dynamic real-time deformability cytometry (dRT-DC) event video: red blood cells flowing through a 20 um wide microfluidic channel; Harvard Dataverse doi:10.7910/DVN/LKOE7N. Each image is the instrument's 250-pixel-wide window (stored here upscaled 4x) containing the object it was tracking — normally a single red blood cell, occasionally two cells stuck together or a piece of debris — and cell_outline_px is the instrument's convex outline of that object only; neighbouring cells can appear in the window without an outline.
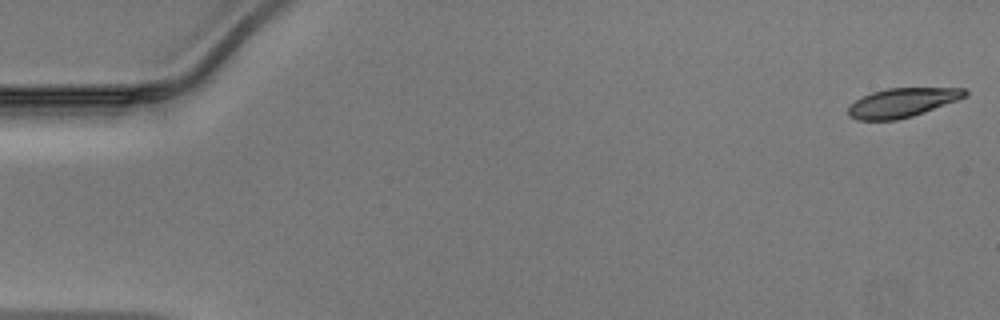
{"species": "Egyptian fruit bat (a non-hibernating species)", "species_latin": "Rousettus aegyptiacus", "temperature_condition": "warm", "stored_images_in_passage": 48, "camera_frame_rate_fps": 3000, "um_per_image_px": 0.085, "animal": {"sex": "male"}, "frame": {"image": 1, "passage_image": 1, "time_ms": 0.0, "image_size_px": [1000, 320], "cell_outline_px": [[968, 96], [924, 112], [912, 116], [896, 120], [856, 120], [848, 116], [848, 104], [872, 92], [888, 88], [964, 88], [968, 92]], "centroid_in_image_um": [76.67, 8.72], "position_along_channel_um": 8.3, "area_um2": 19.77}}
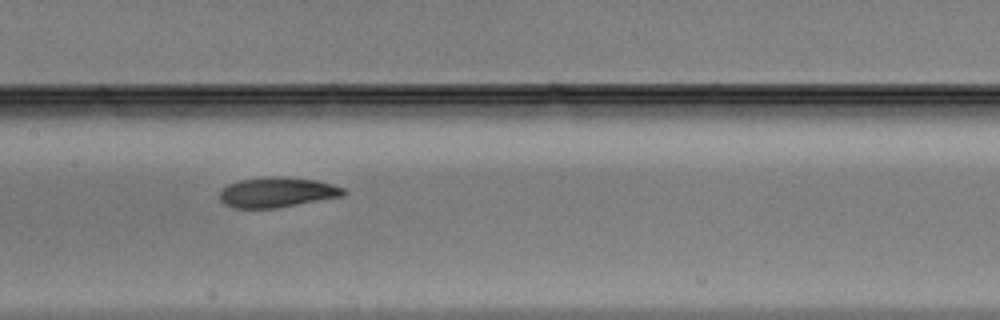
{"frame": {"image": 2, "passage_image": 24, "time_ms": 7.667, "image_size_px": [1000, 320], "cell_outline_px": [[348, 192], [344, 196], [276, 208], [232, 208], [224, 204], [220, 200], [220, 192], [228, 184], [240, 180], [272, 176], [284, 176], [316, 180], [332, 184], [344, 188]], "centroid_in_image_um": [23.58, 16.34], "position_along_channel_um": 183.8, "area_um2": 21.85}}
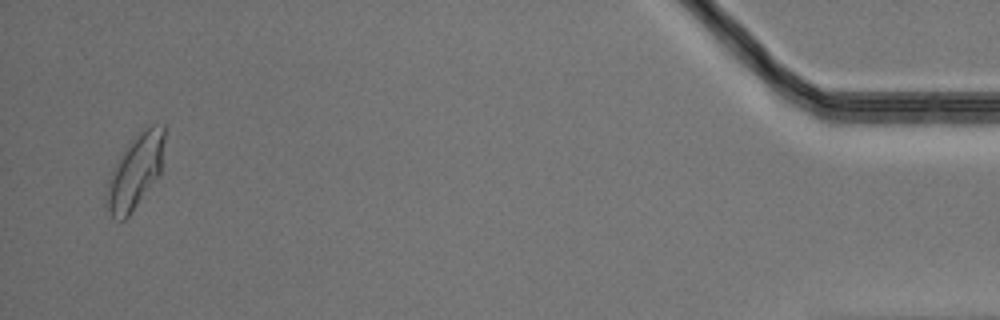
{"frame": {"image": 3, "passage_image": 47, "time_ms": 15.333, "image_size_px": [1000, 320], "cell_outline_px": [[164, 140], [160, 172], [128, 216], [124, 220], [112, 220], [104, 208], [104, 196], [108, 180], [112, 168], [116, 160], [132, 136], [140, 128], [152, 124], [164, 124]], "centroid_in_image_um": [11.42, 14.56], "position_along_channel_um": 423.8, "area_um2": 25.49}}